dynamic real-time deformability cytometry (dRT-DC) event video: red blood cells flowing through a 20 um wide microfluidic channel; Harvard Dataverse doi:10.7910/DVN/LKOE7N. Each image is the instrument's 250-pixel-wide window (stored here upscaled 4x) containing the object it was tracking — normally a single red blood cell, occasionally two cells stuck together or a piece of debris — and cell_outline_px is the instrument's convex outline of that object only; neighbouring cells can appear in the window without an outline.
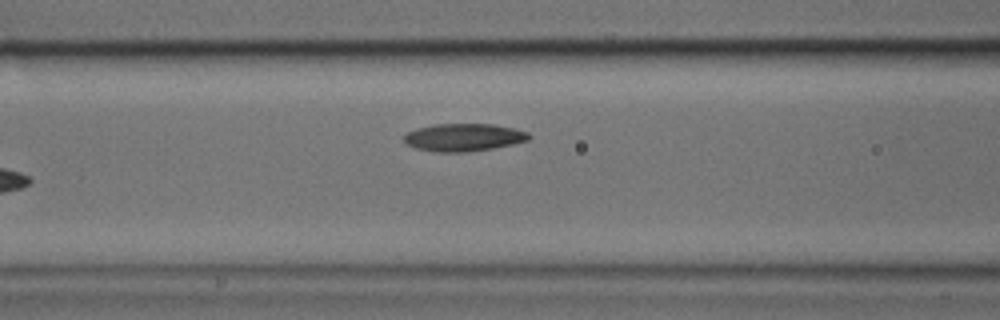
{"species": "common noctule bat (a hibernating species)", "species_latin": "Nyctalus noctula", "temperature_condition": "cold", "stored_images_in_passage": 6, "camera_frame_rate_fps": 3000, "um_per_image_px": 0.085, "animal": {"sex": "male", "body_mass_g": 17.9, "forearm_length_mm": 54.2}, "frame": {"image": 1, "passage_image": 6, "time_ms": 1.667, "image_size_px": [1000, 320], "cell_outline_px": [[532, 136], [528, 140], [512, 144], [492, 148], [468, 152], [436, 152], [416, 148], [408, 144], [404, 140], [404, 136], [408, 132], [416, 128], [432, 124], [496, 124], [516, 128], [528, 132]], "centroid_in_image_um": [39.44, 11.66], "position_along_channel_um": 127.2, "area_um2": 20.23}}